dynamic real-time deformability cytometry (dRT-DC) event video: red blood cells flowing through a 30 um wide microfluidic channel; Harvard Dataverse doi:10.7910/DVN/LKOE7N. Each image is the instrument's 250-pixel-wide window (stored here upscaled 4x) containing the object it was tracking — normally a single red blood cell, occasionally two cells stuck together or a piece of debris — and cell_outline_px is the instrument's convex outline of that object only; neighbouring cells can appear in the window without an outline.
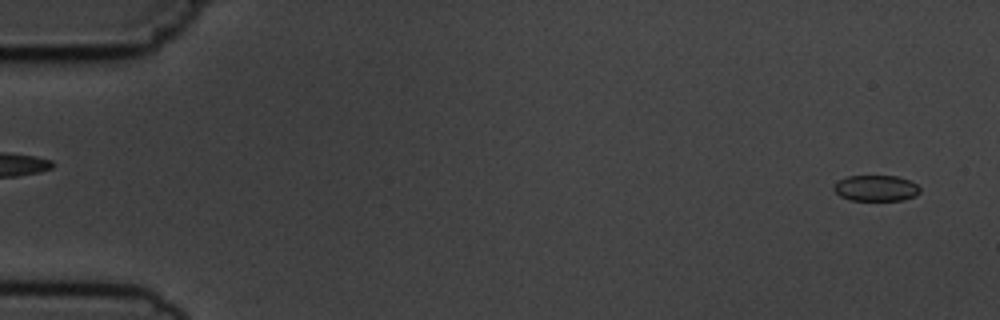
{"species": "common noctule bat (a hibernating species)", "species_latin": "Nyctalus noctula", "temperature_condition": "cold", "stored_images_in_passage": 3, "camera_frame_rate_fps": 3000, "um_per_image_px": 0.085, "animal": {"sex": "male", "body_mass_g": 19.5, "forearm_length_mm": 54.6}, "frame": {"image": 1, "passage_image": 3, "time_ms": 3.333, "image_size_px": [1000, 320], "cell_outline_px": [[920, 192], [916, 196], [904, 200], [848, 200], [840, 196], [832, 188], [840, 180], [848, 176], [896, 176], [908, 180], [916, 184], [920, 188]], "centroid_in_image_um": [74.47, 16.0], "position_along_channel_um": 10.5, "area_um2": 12.95}}